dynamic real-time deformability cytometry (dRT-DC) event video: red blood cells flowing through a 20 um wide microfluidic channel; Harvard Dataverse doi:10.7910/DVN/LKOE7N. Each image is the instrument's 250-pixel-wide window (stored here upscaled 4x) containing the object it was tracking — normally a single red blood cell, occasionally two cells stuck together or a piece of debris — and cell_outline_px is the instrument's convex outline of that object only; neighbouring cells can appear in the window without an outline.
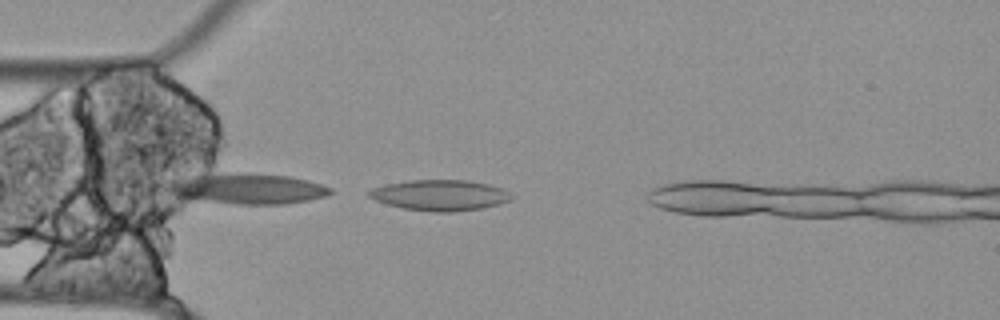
{"species": "Egyptian fruit bat (a non-hibernating species)", "species_latin": "Rousettus aegyptiacus", "temperature_condition": "cold", "stored_images_in_passage": 6, "camera_frame_rate_fps": 3000, "um_per_image_px": 0.085, "animal": {"sex": "female"}, "frame": {"image": 1, "passage_image": 6, "time_ms": 1.667, "image_size_px": [1000, 320], "cell_outline_px": [[512, 200], [500, 204], [480, 208], [452, 212], [432, 212], [404, 208], [388, 204], [376, 200], [368, 196], [368, 192], [372, 188], [384, 184], [408, 180], [468, 180], [488, 184], [500, 188], [508, 192], [512, 196]], "centroid_in_image_um": [37.39, 16.59], "position_along_channel_um": 47.6, "area_um2": 25.43}}